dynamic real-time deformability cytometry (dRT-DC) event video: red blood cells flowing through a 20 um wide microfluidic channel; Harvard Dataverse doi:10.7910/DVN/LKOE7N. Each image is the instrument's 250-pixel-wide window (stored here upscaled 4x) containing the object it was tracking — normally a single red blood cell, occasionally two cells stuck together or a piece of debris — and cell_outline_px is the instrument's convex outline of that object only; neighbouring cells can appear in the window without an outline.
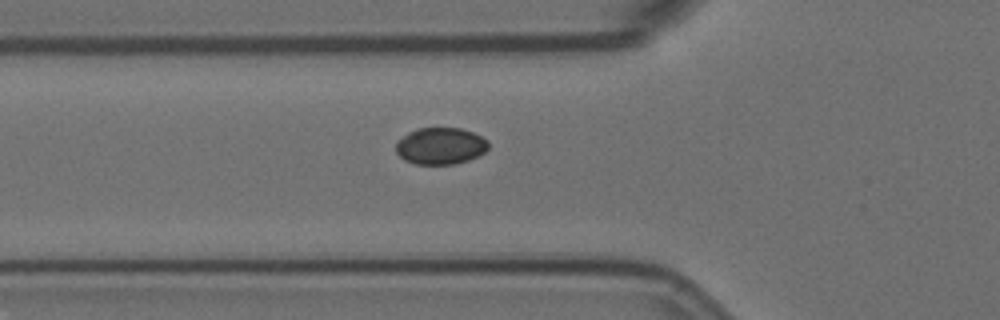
{"species": "Egyptian fruit bat (a non-hibernating species)", "species_latin": "Rousettus aegyptiacus", "temperature_condition": "room temperature", "stored_images_in_passage": 36, "camera_frame_rate_fps": 3000, "um_per_image_px": 0.085, "animal": {"sex": "female"}, "frame": {"image": 1, "passage_image": 5, "time_ms": 1.333, "image_size_px": [1000, 320], "cell_outline_px": [[488, 148], [484, 152], [468, 160], [452, 164], [416, 164], [404, 160], [396, 152], [396, 140], [408, 132], [416, 128], [460, 128], [472, 132], [488, 140]], "centroid_in_image_um": [37.4, 12.4], "position_along_channel_um": 88.4, "area_um2": 19.83}}
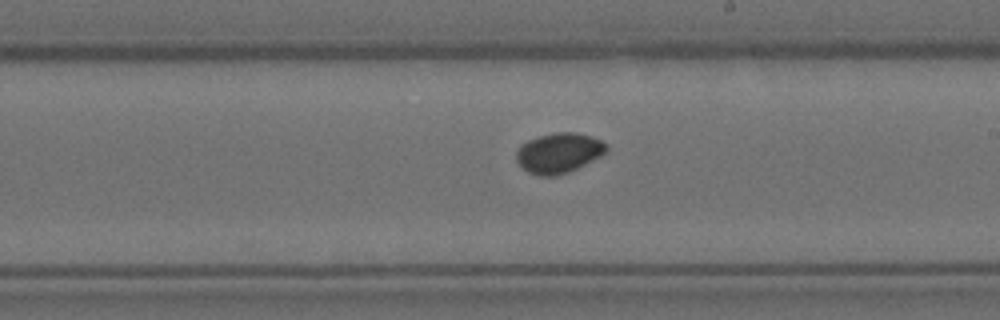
{"frame": {"image": 2, "passage_image": 18, "time_ms": 5.667, "image_size_px": [1000, 320], "cell_outline_px": [[608, 148], [600, 156], [568, 172], [556, 176], [540, 176], [528, 172], [516, 160], [516, 152], [520, 144], [528, 140], [540, 136], [556, 132], [576, 132], [592, 136], [600, 140]], "centroid_in_image_um": [47.46, 12.99], "position_along_channel_um": 241.5, "area_um2": 20.81}}
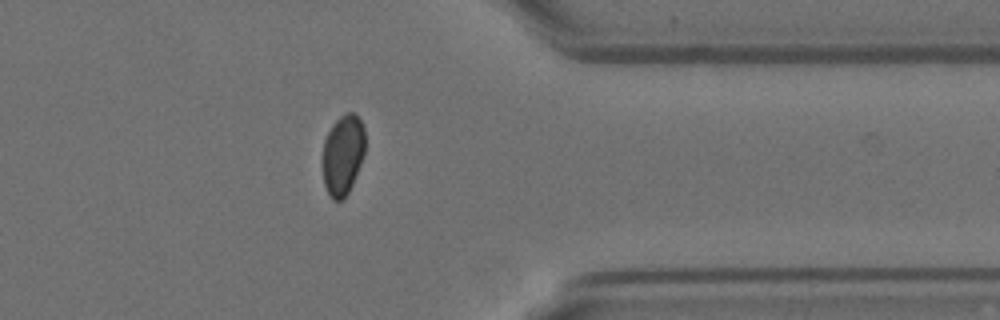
{"frame": {"image": 3, "passage_image": 31, "time_ms": 10.0, "image_size_px": [1000, 320], "cell_outline_px": [[364, 156], [352, 184], [344, 200], [332, 200], [324, 184], [324, 140], [332, 124], [344, 112], [352, 112], [360, 120], [364, 128]], "centroid_in_image_um": [29.16, 13.15], "position_along_channel_um": 382.2, "area_um2": 19.65}}